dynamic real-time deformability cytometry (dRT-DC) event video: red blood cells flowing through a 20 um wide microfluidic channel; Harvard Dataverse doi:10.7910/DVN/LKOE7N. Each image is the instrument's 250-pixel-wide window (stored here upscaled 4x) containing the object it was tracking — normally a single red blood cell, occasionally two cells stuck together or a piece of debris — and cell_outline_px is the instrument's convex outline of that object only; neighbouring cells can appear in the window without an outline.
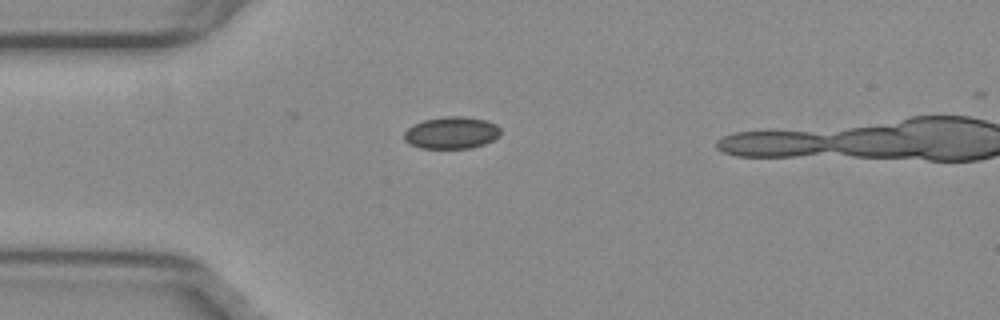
{"species": "common noctule bat (a hibernating species)", "species_latin": "Nyctalus noctula", "temperature_condition": "warm", "stored_images_in_passage": 35, "camera_frame_rate_fps": 3000, "um_per_image_px": 0.085, "animal": {"sex": "female", "body_mass_g": 29.2, "forearm_length_mm": 56.3}, "frame": {"image": 1, "passage_image": 1, "time_ms": 0.0, "image_size_px": [1000, 320], "cell_outline_px": [[500, 136], [484, 144], [472, 148], [420, 148], [404, 140], [404, 132], [412, 124], [424, 120], [444, 116], [468, 116], [488, 120], [496, 124], [500, 128]], "centroid_in_image_um": [38.4, 11.27], "position_along_channel_um": 46.6, "area_um2": 18.21}}
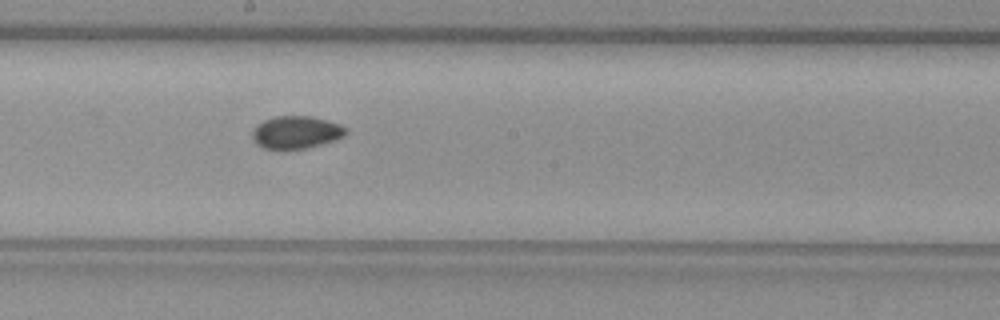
{"frame": {"image": 2, "passage_image": 16, "time_ms": 5.0, "image_size_px": [1000, 320], "cell_outline_px": [[348, 132], [344, 136], [336, 140], [304, 148], [264, 148], [256, 144], [252, 140], [252, 132], [256, 124], [264, 120], [276, 116], [312, 116], [340, 124]], "centroid_in_image_um": [25.15, 11.23], "position_along_channel_um": 223.1, "area_um2": 17.63}}
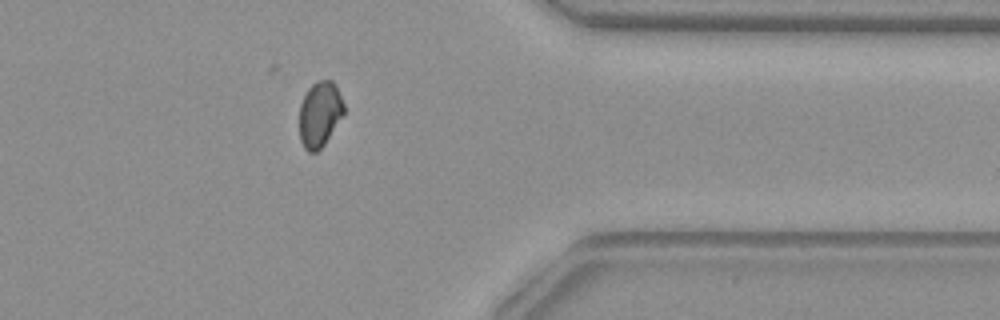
{"frame": {"image": 3, "passage_image": 30, "time_ms": 9.667, "image_size_px": [1000, 320], "cell_outline_px": [[344, 112], [324, 144], [316, 152], [308, 152], [304, 148], [300, 140], [300, 104], [308, 88], [316, 80], [332, 80], [336, 84], [344, 104]], "centroid_in_image_um": [27.17, 9.68], "position_along_channel_um": 384.2, "area_um2": 16.88}, "authors_computed_cell_mechanics": {"area_um2": 17.6868, "velocity_mm_per_s": 3.7964, "shape_relaxation_time_tau1_ms": null, "shape_relaxation_time_tau2_ms": 3.5765, "deformation_change_tau1": null, "deformation_change_tau2": 0.0598}}